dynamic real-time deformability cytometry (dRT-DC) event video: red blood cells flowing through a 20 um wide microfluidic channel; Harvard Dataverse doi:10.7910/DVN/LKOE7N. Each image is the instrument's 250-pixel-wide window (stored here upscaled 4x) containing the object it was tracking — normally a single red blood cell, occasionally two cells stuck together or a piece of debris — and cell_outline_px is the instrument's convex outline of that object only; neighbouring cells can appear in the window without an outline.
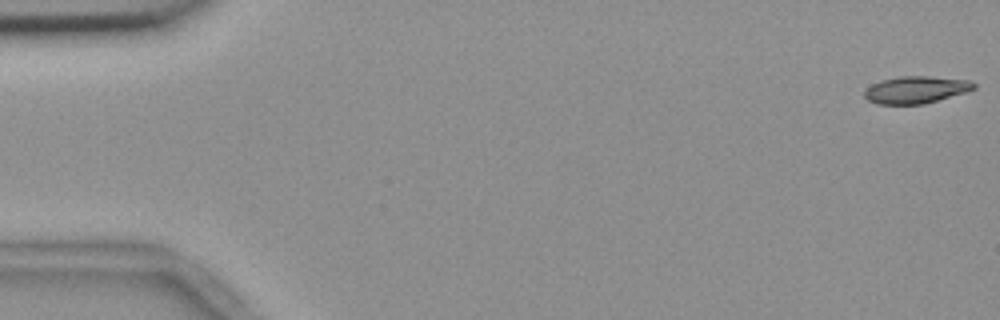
{"species": "common noctule bat (a hibernating species)", "species_latin": "Nyctalus noctula", "temperature_condition": "room temperature", "stored_images_in_passage": 55, "camera_frame_rate_fps": 3000, "um_per_image_px": 0.085, "animal": {"sex": "female", "body_mass_g": 18.4}, "frame": {"image": 1, "passage_image": 1, "time_ms": 0.0, "image_size_px": [1000, 320], "cell_outline_px": [[976, 88], [964, 92], [924, 104], [876, 104], [868, 100], [864, 96], [864, 92], [872, 84], [880, 80], [900, 76], [928, 76], [968, 80], [976, 84]], "centroid_in_image_um": [77.82, 7.62], "position_along_channel_um": 7.2, "area_um2": 17.17}}
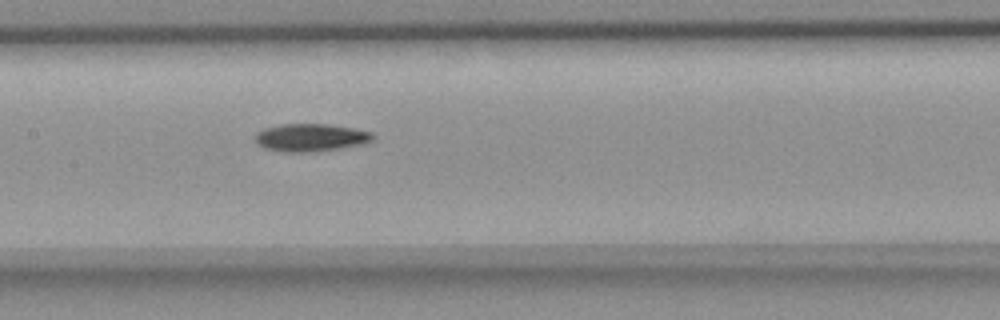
{"frame": {"image": 2, "passage_image": 27, "time_ms": 8.667, "image_size_px": [1000, 320], "cell_outline_px": [[376, 136], [372, 140], [364, 144], [340, 148], [308, 152], [284, 152], [264, 148], [256, 144], [256, 132], [264, 128], [280, 124], [328, 124], [356, 128], [372, 132]], "centroid_in_image_um": [26.42, 11.68], "position_along_channel_um": 181.0, "area_um2": 19.19}}
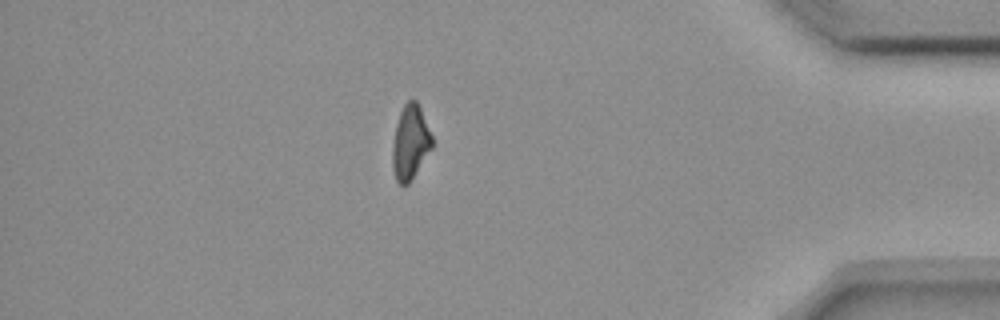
{"frame": {"image": 3, "passage_image": 48, "time_ms": 15.667, "image_size_px": [1000, 320], "cell_outline_px": [[432, 148], [408, 184], [404, 188], [396, 180], [392, 168], [392, 148], [396, 124], [400, 112], [404, 104], [408, 100], [416, 100], [420, 108], [432, 136]], "centroid_in_image_um": [34.86, 12.13], "position_along_channel_um": 400.3, "area_um2": 17.05}, "authors_computed_cell_mechanics": {"area_um2": 18.0914, "velocity_mm_per_s": 3.6875, "shape_relaxation_time_tau1_ms": 5.9024, "shape_relaxation_time_tau2_ms": null, "deformation_change_tau1": 0.1557, "deformation_change_tau2": null}}